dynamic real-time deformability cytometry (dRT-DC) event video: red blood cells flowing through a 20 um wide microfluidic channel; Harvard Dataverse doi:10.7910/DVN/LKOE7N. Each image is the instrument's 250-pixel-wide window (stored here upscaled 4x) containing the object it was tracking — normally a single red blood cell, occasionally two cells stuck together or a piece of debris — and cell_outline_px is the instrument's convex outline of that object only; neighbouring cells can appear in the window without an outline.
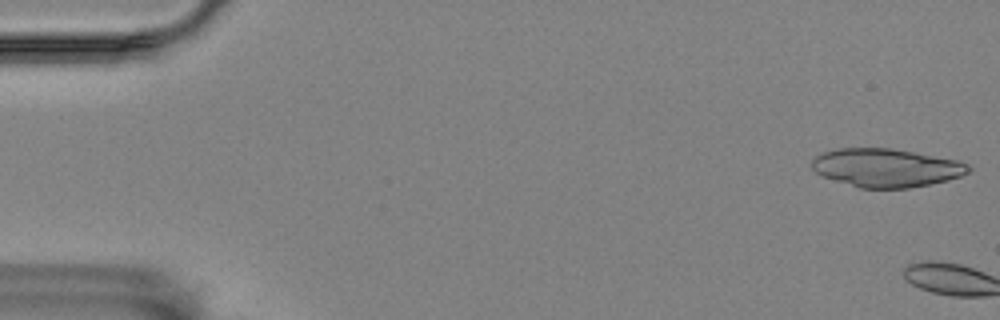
{"species": "Egyptian fruit bat (a non-hibernating species)", "species_latin": "Rousettus aegyptiacus", "temperature_condition": "room temperature", "stored_images_in_passage": 3, "camera_frame_rate_fps": 3000, "um_per_image_px": 0.085, "animal": {"sex": "female"}, "frame": {"image": 1, "passage_image": 1, "time_ms": 0.0, "image_size_px": [1000, 320], "cell_outline_px": [[972, 168], [968, 172], [960, 176], [948, 180], [908, 188], [860, 188], [824, 176], [816, 172], [812, 168], [812, 160], [820, 152], [840, 148], [892, 148], [956, 160], [968, 164]], "centroid_in_image_um": [75.32, 14.25], "position_along_channel_um": 9.7, "area_um2": 34.74}}